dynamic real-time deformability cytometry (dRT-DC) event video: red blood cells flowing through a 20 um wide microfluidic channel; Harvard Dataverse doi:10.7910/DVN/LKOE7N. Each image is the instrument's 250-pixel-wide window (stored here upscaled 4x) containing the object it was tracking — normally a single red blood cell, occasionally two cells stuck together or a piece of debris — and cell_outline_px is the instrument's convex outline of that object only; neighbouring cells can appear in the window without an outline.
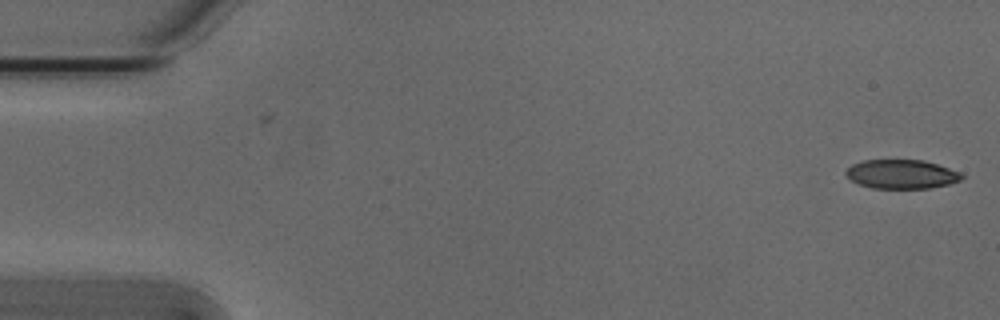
{"species": "Egyptian fruit bat (a non-hibernating species)", "species_latin": "Rousettus aegyptiacus", "temperature_condition": "cold", "stored_images_in_passage": 2, "camera_frame_rate_fps": 3000, "um_per_image_px": 0.085, "animal": {"sex": "male"}, "frame": {"image": 1, "passage_image": 2, "time_ms": 0.333, "image_size_px": [1000, 320], "cell_outline_px": [[964, 176], [960, 180], [948, 184], [928, 188], [872, 188], [860, 184], [852, 180], [844, 172], [852, 164], [864, 160], [924, 160], [960, 172]], "centroid_in_image_um": [76.63, 14.8], "position_along_channel_um": 8.4, "area_um2": 19.36}}